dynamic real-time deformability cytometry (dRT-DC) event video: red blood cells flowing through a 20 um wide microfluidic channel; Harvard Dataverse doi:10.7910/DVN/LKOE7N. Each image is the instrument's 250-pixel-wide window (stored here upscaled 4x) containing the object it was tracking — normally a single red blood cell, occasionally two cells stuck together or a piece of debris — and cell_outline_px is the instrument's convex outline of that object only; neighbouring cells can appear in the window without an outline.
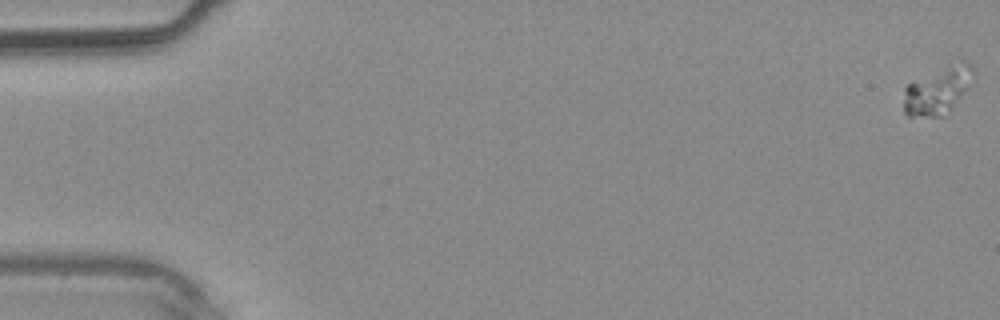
{"species": "common noctule bat (a hibernating species)", "species_latin": "Nyctalus noctula", "temperature_condition": "warm", "stored_images_in_passage": 12, "camera_frame_rate_fps": 3000, "um_per_image_px": 0.085, "animal": {"sex": "male", "body_mass_g": 20.4}, "frame": {"image": 1, "passage_image": 1, "time_ms": 0.0, "image_size_px": [1000, 320], "cell_outline_px": [[976, 76], [972, 84], [944, 116], [908, 116], [904, 112], [904, 88], [908, 84], [948, 64], [964, 60], [972, 68]], "centroid_in_image_um": [79.74, 7.67], "position_along_channel_um": 5.3, "area_um2": 19.19}}
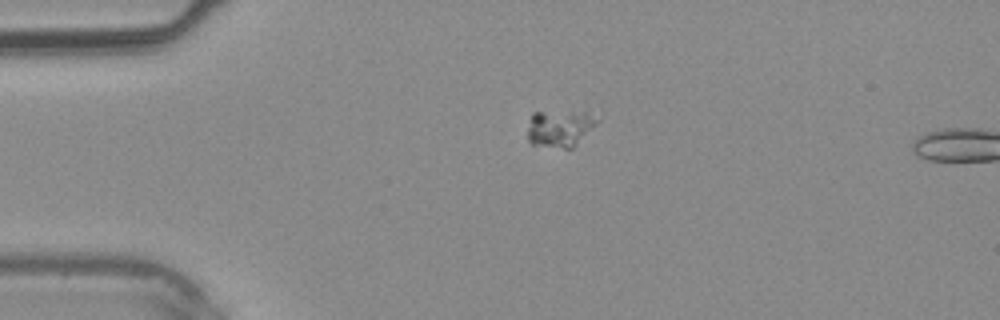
{"frame": {"image": 2, "passage_image": 10, "time_ms": 3.0, "image_size_px": [1000, 320], "cell_outline_px": [[604, 112], [600, 120], [572, 148], [564, 148], [532, 144], [528, 140], [528, 128], [532, 112]], "centroid_in_image_um": [47.67, 10.86], "position_along_channel_um": 37.3, "area_um2": 15.14}}